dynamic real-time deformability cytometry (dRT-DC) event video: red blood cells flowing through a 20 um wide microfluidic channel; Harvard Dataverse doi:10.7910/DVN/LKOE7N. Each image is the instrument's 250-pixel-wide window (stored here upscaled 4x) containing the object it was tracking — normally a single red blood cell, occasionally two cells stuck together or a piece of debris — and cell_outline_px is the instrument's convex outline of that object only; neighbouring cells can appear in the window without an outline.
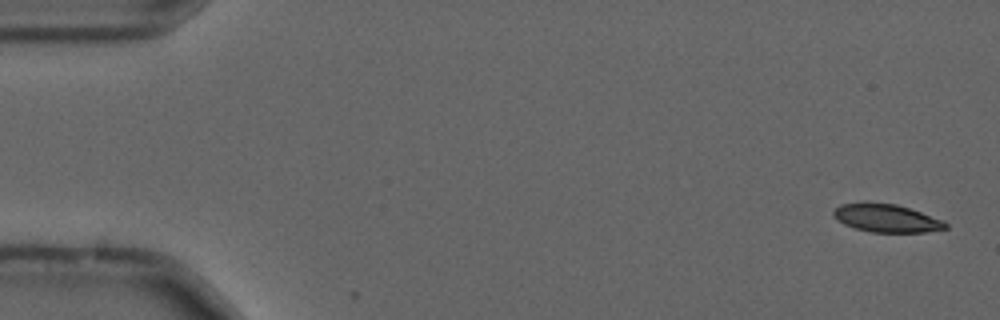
{"species": "common noctule bat (a hibernating species)", "species_latin": "Nyctalus noctula", "temperature_condition": "cold", "stored_images_in_passage": 13, "camera_frame_rate_fps": 3000, "um_per_image_px": 0.085, "animal": {"sex": "male", "forearm_length_mm": 52.5}, "frame": {"image": 1, "passage_image": 2, "time_ms": 0.333, "image_size_px": [1000, 320], "cell_outline_px": [[948, 228], [924, 232], [872, 232], [856, 228], [844, 224], [836, 220], [832, 216], [832, 212], [840, 204], [864, 200], [868, 200], [896, 204], [944, 220], [948, 224]], "centroid_in_image_um": [75.29, 18.51], "position_along_channel_um": 9.7, "area_um2": 18.73}}